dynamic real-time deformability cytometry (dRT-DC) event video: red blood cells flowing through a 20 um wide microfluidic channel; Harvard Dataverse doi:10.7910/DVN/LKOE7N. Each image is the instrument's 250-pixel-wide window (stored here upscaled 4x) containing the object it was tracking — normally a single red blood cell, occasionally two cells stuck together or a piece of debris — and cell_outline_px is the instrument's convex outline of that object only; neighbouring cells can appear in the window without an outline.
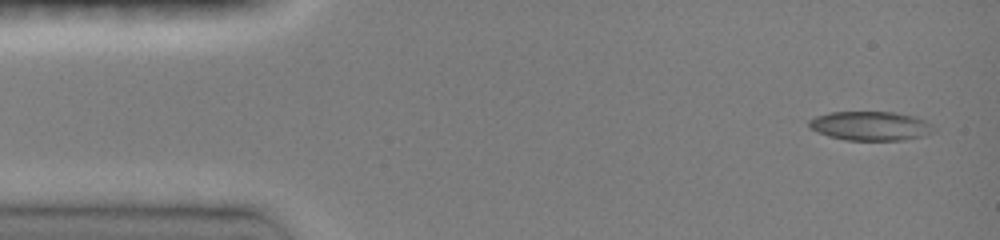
{"species": "common noctule bat (a hibernating species)", "species_latin": "Nyctalus noctula", "temperature_condition": "room temperature", "stored_images_in_passage": 39, "camera_frame_rate_fps": 3000, "um_per_image_px": 0.085, "animal": {"sex": "female", "body_mass_g": 19.0, "forearm_length_mm": 51.5}, "frame": {"image": 1, "passage_image": 1, "time_ms": 0.0, "image_size_px": [1000, 240], "cell_outline_px": [[936, 128], [932, 132], [924, 136], [904, 140], [844, 140], [828, 136], [816, 132], [808, 128], [808, 120], [816, 116], [828, 112], [892, 112], [916, 116], [932, 124]], "centroid_in_image_um": [73.97, 10.7], "position_along_channel_um": 11.0, "area_um2": 21.44}}
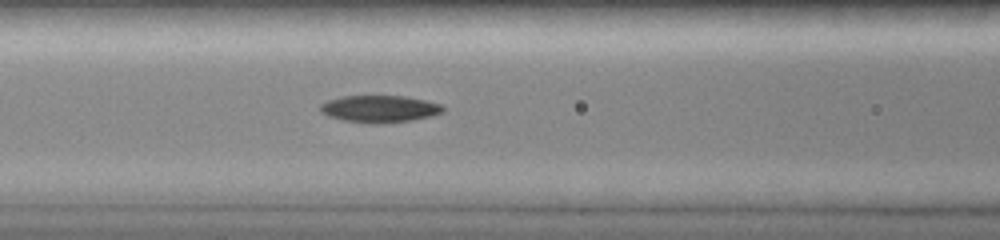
{"frame": {"image": 2, "passage_image": 16, "time_ms": 5.667, "image_size_px": [1000, 240], "cell_outline_px": [[444, 112], [432, 116], [412, 120], [384, 124], [368, 124], [344, 120], [328, 116], [320, 112], [320, 104], [328, 100], [340, 96], [404, 96], [424, 100], [440, 104], [444, 108]], "centroid_in_image_um": [32.25, 9.26], "position_along_channel_um": 134.3, "area_um2": 19.54}}
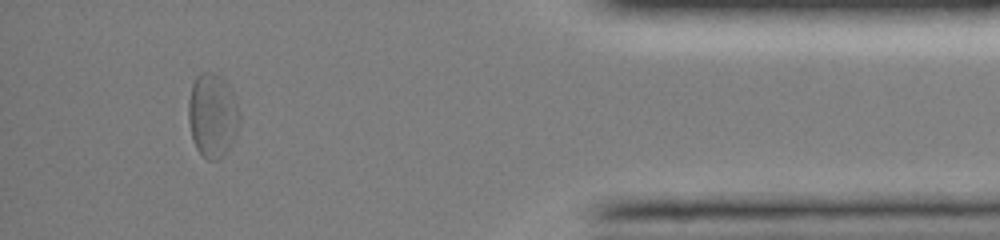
{"frame": {"image": 3, "passage_image": 35, "time_ms": 13.667, "image_size_px": [1000, 240], "cell_outline_px": [[240, 124], [236, 136], [224, 156], [220, 160], [208, 160], [196, 148], [192, 136], [188, 120], [188, 100], [192, 84], [196, 76], [200, 72], [216, 72], [228, 84], [232, 92], [240, 112]], "centroid_in_image_um": [18.07, 9.8], "position_along_channel_um": 417.1, "area_um2": 25.37}, "authors_computed_cell_mechanics": {"area_um2": 20.23, "velocity_mm_per_s": 3.9825, "shape_relaxation_time_tau1_ms": 3.5311, "shape_relaxation_time_tau2_ms": null, "deformation_change_tau1": 0.1395, "deformation_change_tau2": null}}